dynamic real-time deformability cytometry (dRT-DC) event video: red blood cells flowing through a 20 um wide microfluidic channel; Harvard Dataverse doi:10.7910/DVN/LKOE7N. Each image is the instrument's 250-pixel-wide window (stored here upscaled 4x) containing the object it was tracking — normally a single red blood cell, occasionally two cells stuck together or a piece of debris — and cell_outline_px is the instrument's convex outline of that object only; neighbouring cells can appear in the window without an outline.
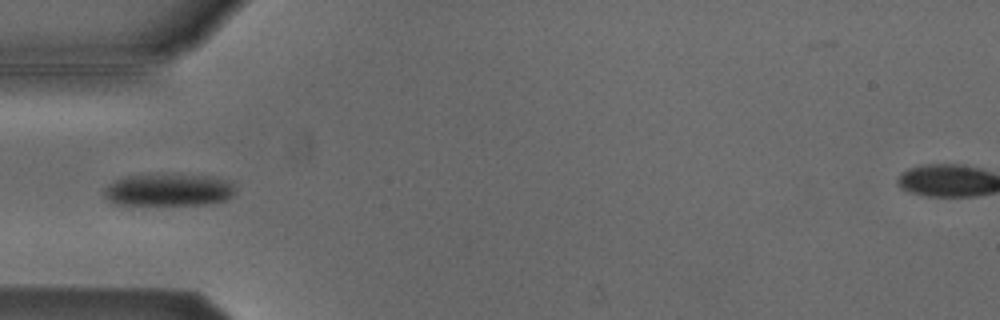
{"species": "Egyptian fruit bat (a non-hibernating species)", "species_latin": "Rousettus aegyptiacus", "temperature_condition": "cold", "stored_images_in_passage": 5, "camera_frame_rate_fps": 3000, "um_per_image_px": 0.085, "animal": {"sex": "male"}, "frame": {"image": 1, "passage_image": 3, "time_ms": 0.667, "image_size_px": [1000, 320], "cell_outline_px": [[236, 192], [232, 196], [224, 200], [208, 204], [112, 204], [104, 196], [104, 188], [108, 184], [124, 176], [156, 172], [208, 176], [228, 180], [236, 188]], "centroid_in_image_um": [14.3, 16.1], "position_along_channel_um": 70.7, "area_um2": 25.32}}
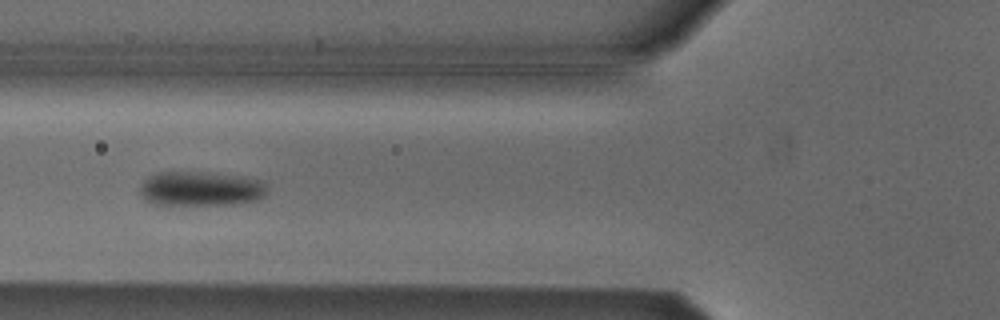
{"frame": {"image": 2, "passage_image": 4, "time_ms": 1.0, "image_size_px": [1000, 320], "cell_outline_px": [[264, 196], [260, 200], [232, 204], [152, 204], [144, 200], [140, 192], [140, 188], [144, 180], [148, 176], [160, 172], [200, 172], [244, 176], [260, 180], [264, 184]], "centroid_in_image_um": [17.03, 16.04], "position_along_channel_um": 108.8, "area_um2": 25.43}}
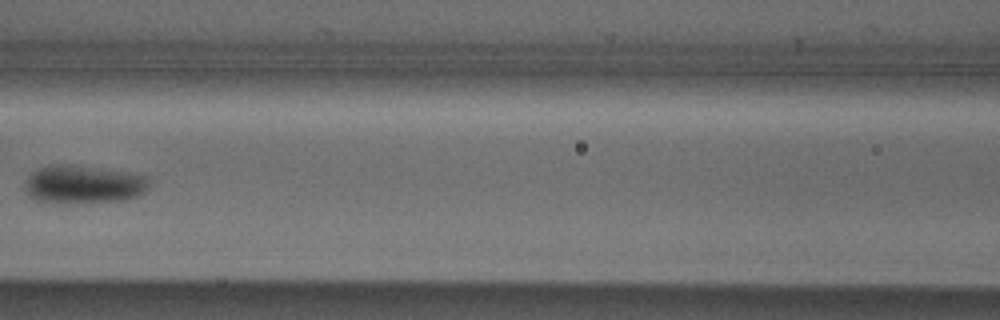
{"frame": {"image": 3, "passage_image": 5, "time_ms": 1.333, "image_size_px": [1000, 320], "cell_outline_px": [[148, 188], [144, 192], [136, 196], [124, 200], [56, 204], [52, 204], [36, 200], [28, 196], [28, 176], [36, 168], [52, 164], [56, 164], [88, 168], [148, 176]], "centroid_in_image_um": [7.05, 15.71], "position_along_channel_um": 159.6, "area_um2": 26.99}}